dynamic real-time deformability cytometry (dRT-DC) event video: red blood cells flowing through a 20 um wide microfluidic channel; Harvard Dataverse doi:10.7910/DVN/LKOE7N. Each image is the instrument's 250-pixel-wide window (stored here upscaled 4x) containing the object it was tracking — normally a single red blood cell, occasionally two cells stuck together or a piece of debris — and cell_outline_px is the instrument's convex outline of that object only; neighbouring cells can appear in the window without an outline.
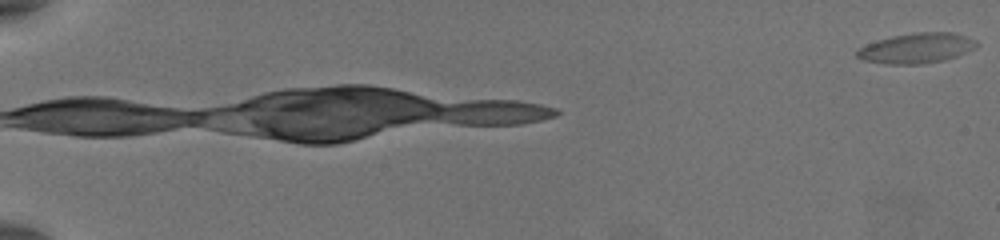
{"species": "common noctule bat (a hibernating species)", "species_latin": "Nyctalus noctula", "temperature_condition": "warm", "stored_images_in_passage": 23, "camera_frame_rate_fps": 3000, "um_per_image_px": 0.085, "animal": {"sex": "female", "body_mass_g": 19.5, "forearm_length_mm": 54.1}, "frame": {"image": 1, "passage_image": 1, "time_ms": 0.0, "image_size_px": [1000, 240], "cell_outline_px": [[980, 44], [976, 48], [956, 56], [944, 60], [920, 64], [884, 64], [860, 60], [856, 56], [856, 48], [892, 36], [916, 32], [952, 32], [976, 40]], "centroid_in_image_um": [77.89, 4.1], "position_along_channel_um": 7.1, "area_um2": 21.1}}